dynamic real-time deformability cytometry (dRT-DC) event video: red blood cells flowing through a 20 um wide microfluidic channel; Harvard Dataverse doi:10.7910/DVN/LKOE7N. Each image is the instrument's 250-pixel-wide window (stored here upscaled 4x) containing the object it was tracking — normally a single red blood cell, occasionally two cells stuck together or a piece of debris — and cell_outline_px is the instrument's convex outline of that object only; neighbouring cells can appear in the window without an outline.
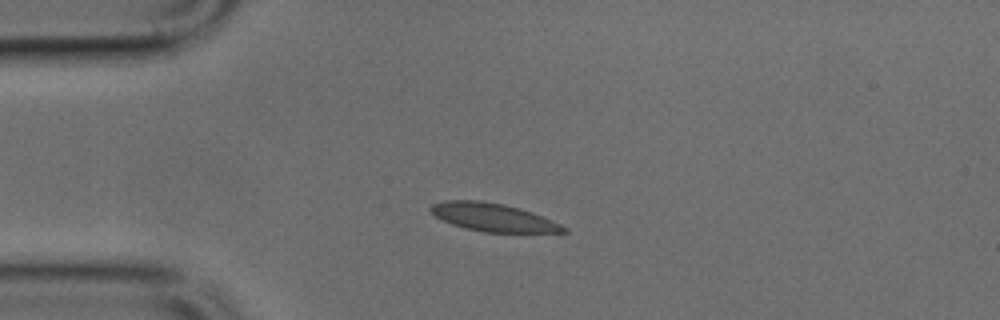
{"species": "common noctule bat (a hibernating species)", "species_latin": "Nyctalus noctula", "temperature_condition": "cold", "stored_images_in_passage": 3, "camera_frame_rate_fps": 3000, "um_per_image_px": 0.085, "animal": {"sex": "male", "body_mass_g": 17.9, "forearm_length_mm": 54.2}, "frame": {"image": 1, "passage_image": 1, "time_ms": 0.0, "image_size_px": [1000, 320], "cell_outline_px": [[568, 232], [484, 232], [464, 228], [452, 224], [436, 216], [428, 208], [432, 204], [444, 200], [480, 200], [504, 204], [520, 208], [532, 212], [560, 224], [568, 228]], "centroid_in_image_um": [41.9, 18.46], "position_along_channel_um": 43.1, "area_um2": 21.62}}